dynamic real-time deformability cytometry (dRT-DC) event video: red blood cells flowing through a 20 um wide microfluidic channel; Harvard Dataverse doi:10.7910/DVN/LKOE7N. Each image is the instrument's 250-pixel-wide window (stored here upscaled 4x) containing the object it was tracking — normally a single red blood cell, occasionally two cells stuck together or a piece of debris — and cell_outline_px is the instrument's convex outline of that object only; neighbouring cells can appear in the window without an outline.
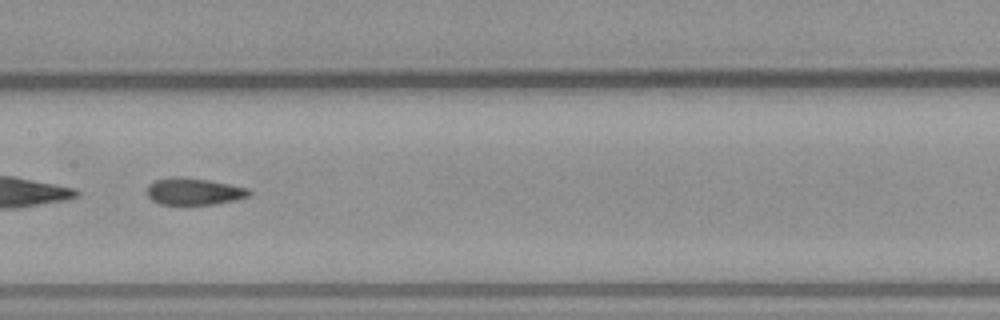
{"species": "common noctule bat (a hibernating species)", "species_latin": "Nyctalus noctula", "temperature_condition": "warm", "stored_images_in_passage": 42, "camera_frame_rate_fps": 3000, "um_per_image_px": 0.085, "animal": {"sex": "male", "body_mass_g": 23.1, "forearm_length_mm": 52.7}, "frame": {"image": 1, "passage_image": 19, "time_ms": 6.0, "image_size_px": [1000, 320], "cell_outline_px": [[252, 192], [248, 196], [216, 204], [160, 204], [152, 200], [148, 196], [148, 184], [156, 180], [172, 176], [184, 176], [208, 180], [248, 188]], "centroid_in_image_um": [16.45, 16.26], "position_along_channel_um": 190.9, "area_um2": 15.9}}